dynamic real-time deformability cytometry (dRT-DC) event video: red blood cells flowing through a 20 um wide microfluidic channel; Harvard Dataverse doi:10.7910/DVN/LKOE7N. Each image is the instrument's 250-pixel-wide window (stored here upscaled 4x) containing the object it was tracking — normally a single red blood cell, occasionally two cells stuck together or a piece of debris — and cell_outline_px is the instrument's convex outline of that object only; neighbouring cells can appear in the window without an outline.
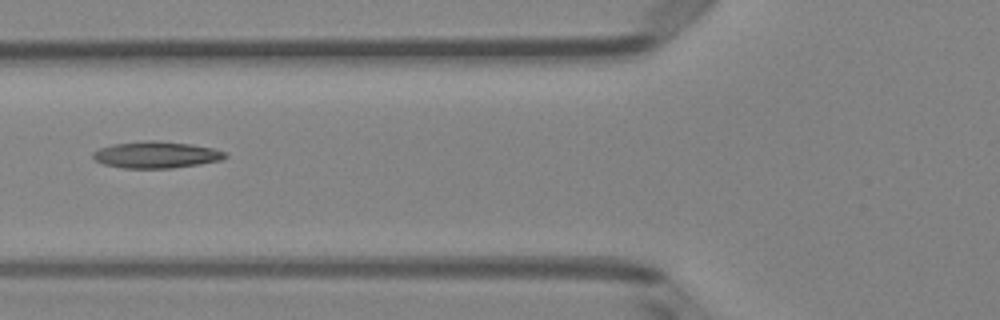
{"species": "Egyptian fruit bat (a non-hibernating species)", "species_latin": "Rousettus aegyptiacus", "temperature_condition": "room temperature", "stored_images_in_passage": 5, "camera_frame_rate_fps": 3000, "um_per_image_px": 0.085, "animal": {"sex": "female"}, "frame": {"image": 1, "passage_image": 5, "time_ms": 1.333, "image_size_px": [1000, 320], "cell_outline_px": [[228, 156], [224, 160], [200, 164], [172, 168], [124, 168], [104, 164], [96, 160], [92, 156], [92, 152], [100, 148], [112, 144], [144, 140], [152, 140], [192, 144], [212, 148], [224, 152]], "centroid_in_image_um": [13.29, 13.15], "position_along_channel_um": 112.5, "area_um2": 20.58}}